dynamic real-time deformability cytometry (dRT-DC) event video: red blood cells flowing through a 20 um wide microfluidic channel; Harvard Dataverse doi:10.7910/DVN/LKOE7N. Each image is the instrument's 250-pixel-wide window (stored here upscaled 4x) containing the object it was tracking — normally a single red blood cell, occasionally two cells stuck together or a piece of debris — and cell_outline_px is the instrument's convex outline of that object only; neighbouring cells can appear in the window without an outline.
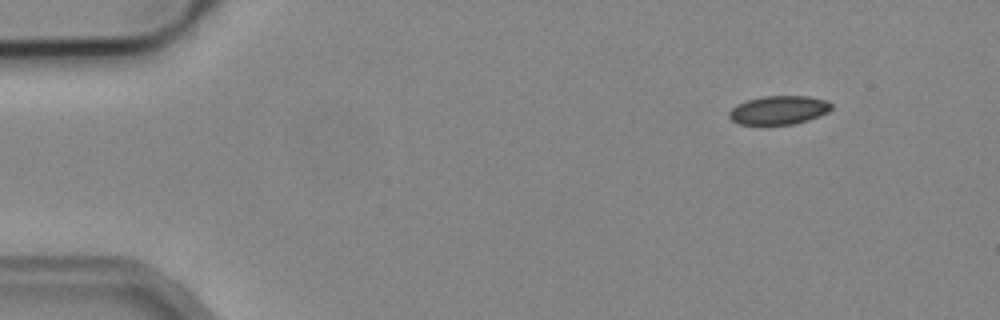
{"species": "common noctule bat (a hibernating species)", "species_latin": "Nyctalus noctula", "temperature_condition": "cold", "stored_images_in_passage": 4, "camera_frame_rate_fps": 3000, "um_per_image_px": 0.085, "animal": {"sex": "male", "body_mass_g": 19.2, "forearm_length_mm": 51.8}, "frame": {"image": 1, "passage_image": 1, "time_ms": 0.0, "image_size_px": [1000, 320], "cell_outline_px": [[832, 108], [828, 112], [808, 120], [792, 124], [740, 124], [732, 120], [728, 116], [728, 112], [736, 104], [760, 96], [808, 96], [828, 100], [832, 104]], "centroid_in_image_um": [66.2, 9.34], "position_along_channel_um": 18.8, "area_um2": 17.11}}
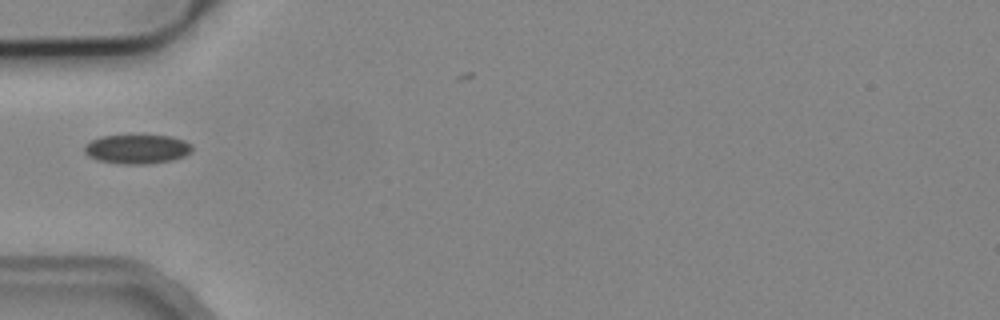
{"frame": {"image": 2, "passage_image": 4, "time_ms": 4.0, "image_size_px": [1000, 320], "cell_outline_px": [[192, 152], [184, 156], [172, 160], [148, 164], [124, 164], [96, 160], [88, 156], [84, 152], [84, 144], [100, 136], [172, 136], [184, 140], [192, 144]], "centroid_in_image_um": [11.65, 12.68], "position_along_channel_um": 73.3, "area_um2": 18.38}}